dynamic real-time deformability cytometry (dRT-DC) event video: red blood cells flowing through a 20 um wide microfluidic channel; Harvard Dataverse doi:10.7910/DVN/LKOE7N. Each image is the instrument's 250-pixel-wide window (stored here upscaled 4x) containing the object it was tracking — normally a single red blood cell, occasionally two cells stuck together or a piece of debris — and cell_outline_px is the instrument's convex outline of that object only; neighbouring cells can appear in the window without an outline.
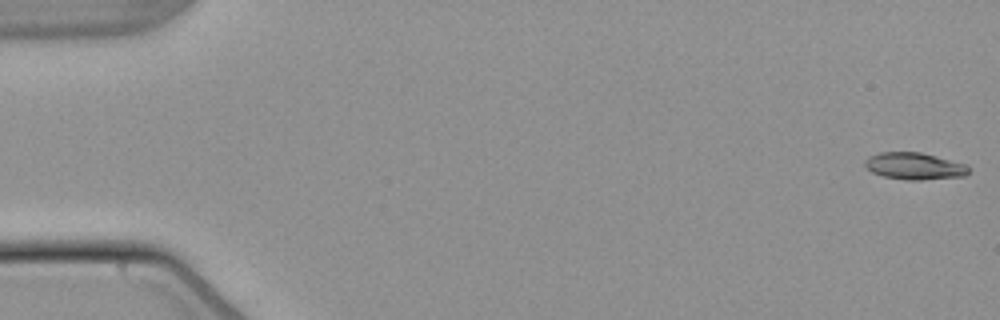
{"species": "common noctule bat (a hibernating species)", "species_latin": "Nyctalus noctula", "temperature_condition": "warm", "stored_images_in_passage": 54, "camera_frame_rate_fps": 3000, "um_per_image_px": 0.085, "animal": {"sex": "male", "body_mass_g": 21.5, "forearm_length_mm": 52.0}, "frame": {"image": 1, "passage_image": 1, "time_ms": 0.0, "image_size_px": [1000, 320], "cell_outline_px": [[968, 172], [964, 176], [920, 180], [908, 180], [884, 176], [872, 172], [864, 164], [864, 160], [868, 156], [880, 152], [920, 152], [968, 164]], "centroid_in_image_um": [77.72, 14.11], "position_along_channel_um": 7.3, "area_um2": 16.24}}
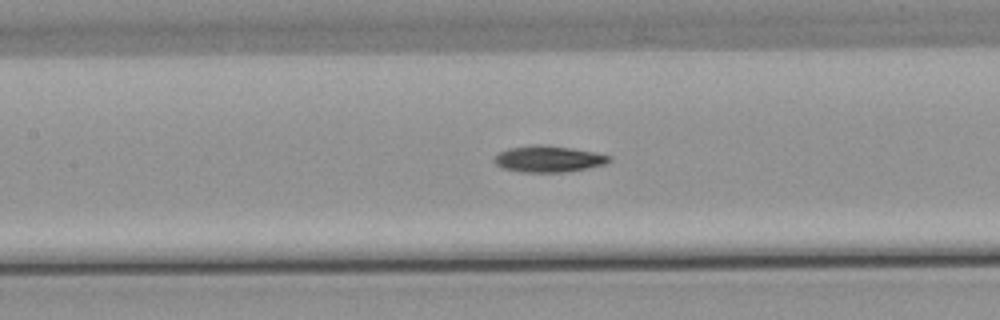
{"frame": {"image": 2, "passage_image": 25, "time_ms": 8.0, "image_size_px": [1000, 320], "cell_outline_px": [[612, 160], [604, 164], [588, 168], [564, 172], [520, 172], [504, 168], [496, 164], [492, 160], [500, 152], [508, 148], [532, 144], [536, 144], [568, 148], [592, 152], [612, 156]], "centroid_in_image_um": [46.6, 13.51], "position_along_channel_um": 160.8, "area_um2": 17.46}}
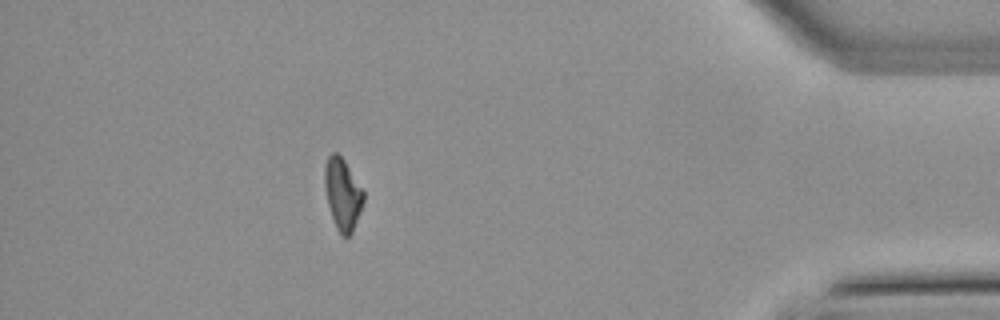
{"frame": {"image": 3, "passage_image": 48, "time_ms": 15.667, "image_size_px": [1000, 320], "cell_outline_px": [[364, 200], [360, 212], [352, 232], [348, 236], [340, 236], [336, 228], [328, 204], [324, 184], [324, 168], [328, 156], [332, 152], [336, 152], [344, 160], [364, 192]], "centroid_in_image_um": [29.11, 16.5], "position_along_channel_um": 406.1, "area_um2": 16.01}, "authors_computed_cell_mechanics": {"area_um2": 16.7331, "velocity_mm_per_s": 3.844, "shape_relaxation_time_tau1_ms": 5.8231, "shape_relaxation_time_tau2_ms": null, "deformation_change_tau1": 0.2088, "deformation_change_tau2": null}}